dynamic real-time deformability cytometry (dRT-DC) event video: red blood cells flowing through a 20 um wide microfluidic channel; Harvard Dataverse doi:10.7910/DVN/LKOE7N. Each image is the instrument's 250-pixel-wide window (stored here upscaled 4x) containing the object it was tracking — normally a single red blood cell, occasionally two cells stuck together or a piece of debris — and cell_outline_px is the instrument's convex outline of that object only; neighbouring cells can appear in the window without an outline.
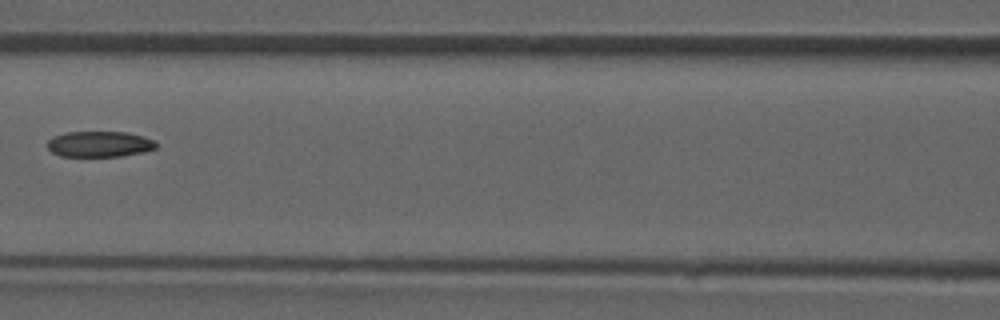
{"species": "common noctule bat (a hibernating species)", "species_latin": "Nyctalus noctula", "temperature_condition": "room temperature", "stored_images_in_passage": 8, "camera_frame_rate_fps": 3000, "um_per_image_px": 0.085, "animal": {"sex": "male", "forearm_length_mm": 52.5}, "frame": {"image": 1, "passage_image": 7, "time_ms": 7.0, "image_size_px": [1000, 320], "cell_outline_px": [[156, 148], [144, 152], [120, 156], [60, 156], [52, 152], [48, 148], [48, 140], [64, 132], [128, 132], [144, 136], [152, 140], [156, 144]], "centroid_in_image_um": [8.46, 12.24], "position_along_channel_um": 158.1, "area_um2": 16.24}}